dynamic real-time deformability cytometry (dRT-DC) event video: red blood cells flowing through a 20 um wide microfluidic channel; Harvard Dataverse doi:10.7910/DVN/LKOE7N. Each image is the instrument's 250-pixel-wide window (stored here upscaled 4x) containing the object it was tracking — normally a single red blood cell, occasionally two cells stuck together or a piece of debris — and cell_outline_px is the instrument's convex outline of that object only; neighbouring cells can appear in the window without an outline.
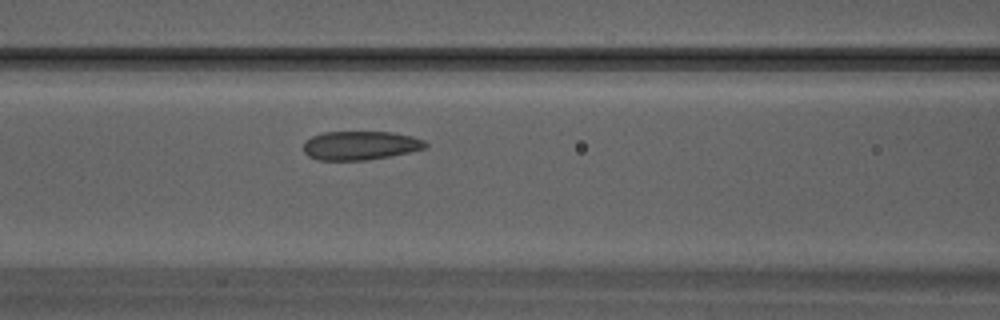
{"species": "Egyptian fruit bat (a non-hibernating species)", "species_latin": "Rousettus aegyptiacus", "temperature_condition": "warm", "stored_images_in_passage": 22, "camera_frame_rate_fps": 3000, "um_per_image_px": 0.085, "animal": {"sex": "male"}, "frame": {"image": 1, "passage_image": 4, "time_ms": 1.0, "image_size_px": [1000, 320], "cell_outline_px": [[428, 148], [412, 152], [364, 160], [320, 160], [308, 156], [304, 152], [304, 144], [312, 136], [324, 132], [392, 132], [412, 136], [424, 140], [428, 144]], "centroid_in_image_um": [30.67, 12.36], "position_along_channel_um": 135.9, "area_um2": 20.46}}
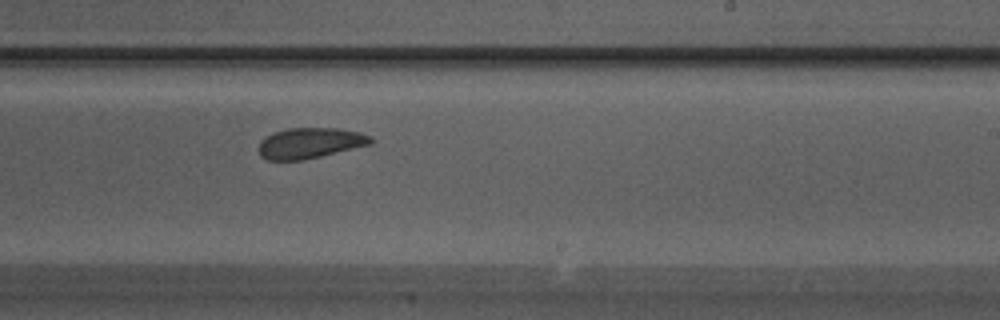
{"frame": {"image": 2, "passage_image": 10, "time_ms": 3.0, "image_size_px": [1000, 320], "cell_outline_px": [[376, 140], [372, 144], [304, 160], [268, 160], [260, 156], [256, 148], [260, 140], [264, 136], [272, 132], [288, 128], [340, 128], [360, 132], [372, 136]], "centroid_in_image_um": [26.33, 12.15], "position_along_channel_um": 262.7, "area_um2": 20.52}}
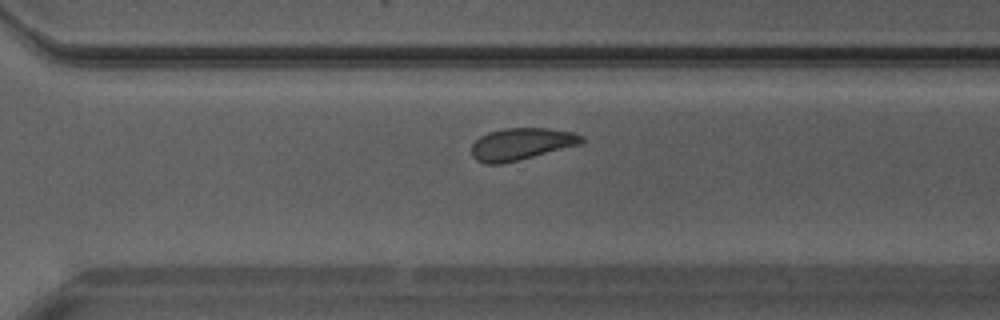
{"frame": {"image": 3, "passage_image": 13, "time_ms": 4.0, "image_size_px": [1000, 320], "cell_outline_px": [[584, 140], [580, 144], [520, 160], [500, 164], [484, 164], [476, 160], [472, 156], [472, 144], [480, 136], [488, 132], [504, 128], [548, 128], [572, 132], [584, 136]], "centroid_in_image_um": [44.29, 12.24], "position_along_channel_um": 326.3, "area_um2": 20.58}}